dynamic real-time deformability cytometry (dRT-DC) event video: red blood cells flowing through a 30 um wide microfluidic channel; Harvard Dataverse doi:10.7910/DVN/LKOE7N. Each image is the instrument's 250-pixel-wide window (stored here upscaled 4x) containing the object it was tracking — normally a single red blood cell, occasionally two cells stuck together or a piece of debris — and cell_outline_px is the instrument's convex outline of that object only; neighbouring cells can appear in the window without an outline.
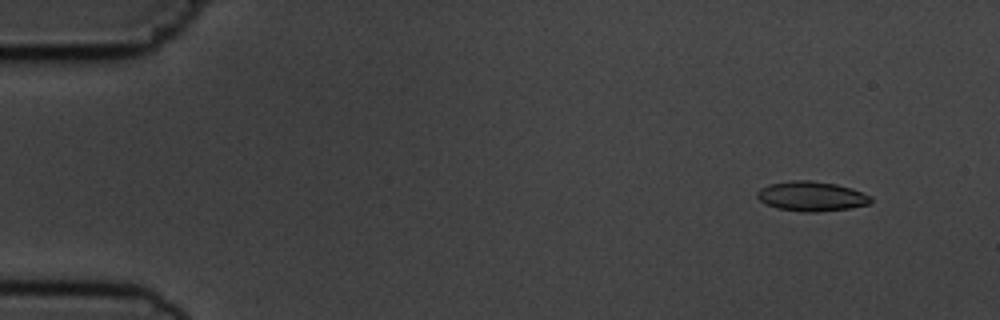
{"species": "common noctule bat (a hibernating species)", "species_latin": "Nyctalus noctula", "temperature_condition": "cold", "stored_images_in_passage": 7, "camera_frame_rate_fps": 3000, "um_per_image_px": 0.085, "animal": {"sex": "male", "body_mass_g": 19.5, "forearm_length_mm": 54.6}, "frame": {"image": 1, "passage_image": 2, "time_ms": 1.333, "image_size_px": [1000, 320], "cell_outline_px": [[872, 204], [848, 208], [816, 212], [800, 212], [776, 208], [764, 204], [756, 196], [756, 192], [760, 188], [772, 184], [796, 180], [808, 180], [836, 184], [852, 188], [872, 196]], "centroid_in_image_um": [68.99, 16.69], "position_along_channel_um": 16.0, "area_um2": 19.77}}
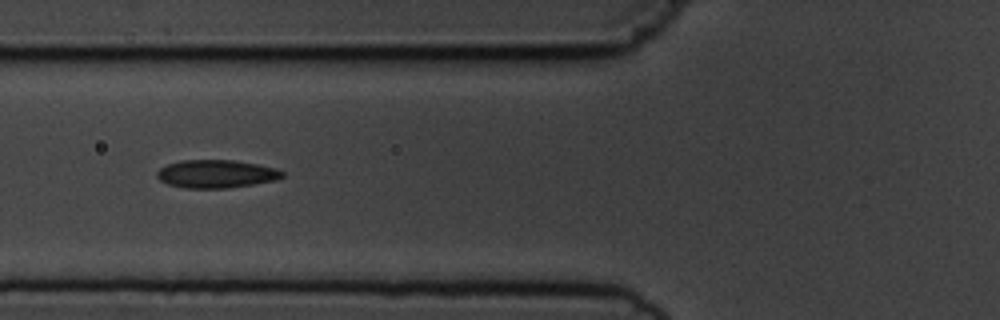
{"frame": {"image": 2, "passage_image": 6, "time_ms": 6.667, "image_size_px": [1000, 320], "cell_outline_px": [[284, 176], [276, 180], [228, 188], [184, 188], [168, 184], [160, 180], [156, 176], [156, 172], [160, 168], [168, 164], [180, 160], [236, 160], [276, 168], [284, 172]], "centroid_in_image_um": [18.37, 14.78], "position_along_channel_um": 107.4, "area_um2": 20.52}}
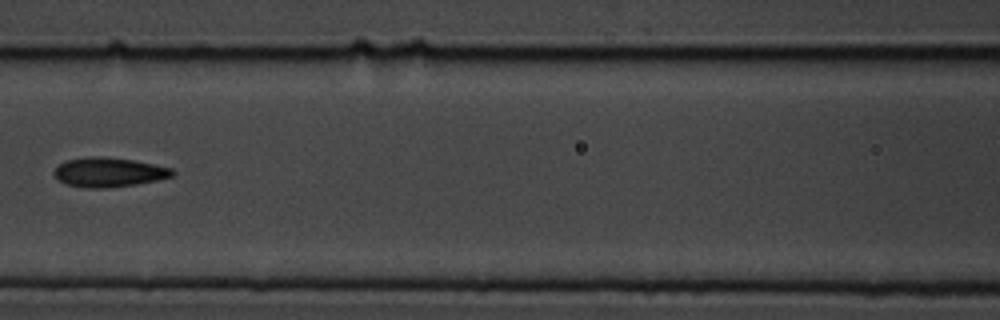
{"frame": {"image": 3, "passage_image": 7, "time_ms": 8.0, "image_size_px": [1000, 320], "cell_outline_px": [[176, 172], [172, 176], [156, 180], [136, 184], [108, 188], [88, 188], [64, 184], [52, 172], [60, 164], [68, 160], [96, 156], [100, 156], [132, 160], [172, 168]], "centroid_in_image_um": [9.25, 14.65], "position_along_channel_um": 157.3, "area_um2": 20.0}}